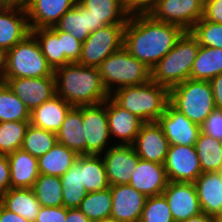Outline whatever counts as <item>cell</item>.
I'll list each match as a JSON object with an SVG mask.
<instances>
[{"instance_id": "54", "label": "cell", "mask_w": 222, "mask_h": 222, "mask_svg": "<svg viewBox=\"0 0 222 222\" xmlns=\"http://www.w3.org/2000/svg\"><path fill=\"white\" fill-rule=\"evenodd\" d=\"M97 222H116L113 219H106V220H101V221H97Z\"/></svg>"}, {"instance_id": "4", "label": "cell", "mask_w": 222, "mask_h": 222, "mask_svg": "<svg viewBox=\"0 0 222 222\" xmlns=\"http://www.w3.org/2000/svg\"><path fill=\"white\" fill-rule=\"evenodd\" d=\"M198 40L185 31L174 47L151 69V80L168 90L190 79L199 51Z\"/></svg>"}, {"instance_id": "51", "label": "cell", "mask_w": 222, "mask_h": 222, "mask_svg": "<svg viewBox=\"0 0 222 222\" xmlns=\"http://www.w3.org/2000/svg\"><path fill=\"white\" fill-rule=\"evenodd\" d=\"M182 222H221V220L215 216L207 215L202 212V213H200L196 216L190 217L187 220H184Z\"/></svg>"}, {"instance_id": "32", "label": "cell", "mask_w": 222, "mask_h": 222, "mask_svg": "<svg viewBox=\"0 0 222 222\" xmlns=\"http://www.w3.org/2000/svg\"><path fill=\"white\" fill-rule=\"evenodd\" d=\"M222 73V48L200 46L190 79L210 81Z\"/></svg>"}, {"instance_id": "48", "label": "cell", "mask_w": 222, "mask_h": 222, "mask_svg": "<svg viewBox=\"0 0 222 222\" xmlns=\"http://www.w3.org/2000/svg\"><path fill=\"white\" fill-rule=\"evenodd\" d=\"M213 92L215 106L222 109V73L209 81Z\"/></svg>"}, {"instance_id": "16", "label": "cell", "mask_w": 222, "mask_h": 222, "mask_svg": "<svg viewBox=\"0 0 222 222\" xmlns=\"http://www.w3.org/2000/svg\"><path fill=\"white\" fill-rule=\"evenodd\" d=\"M29 34L31 29L25 7L0 5V48L7 52Z\"/></svg>"}, {"instance_id": "41", "label": "cell", "mask_w": 222, "mask_h": 222, "mask_svg": "<svg viewBox=\"0 0 222 222\" xmlns=\"http://www.w3.org/2000/svg\"><path fill=\"white\" fill-rule=\"evenodd\" d=\"M140 222H174L163 195L147 197Z\"/></svg>"}, {"instance_id": "12", "label": "cell", "mask_w": 222, "mask_h": 222, "mask_svg": "<svg viewBox=\"0 0 222 222\" xmlns=\"http://www.w3.org/2000/svg\"><path fill=\"white\" fill-rule=\"evenodd\" d=\"M164 167L170 182H192L202 174L195 146H169Z\"/></svg>"}, {"instance_id": "30", "label": "cell", "mask_w": 222, "mask_h": 222, "mask_svg": "<svg viewBox=\"0 0 222 222\" xmlns=\"http://www.w3.org/2000/svg\"><path fill=\"white\" fill-rule=\"evenodd\" d=\"M80 178L87 193L103 191L110 187L101 155H80Z\"/></svg>"}, {"instance_id": "29", "label": "cell", "mask_w": 222, "mask_h": 222, "mask_svg": "<svg viewBox=\"0 0 222 222\" xmlns=\"http://www.w3.org/2000/svg\"><path fill=\"white\" fill-rule=\"evenodd\" d=\"M78 156L76 152L57 142L51 150L38 158L39 172L61 177L73 166Z\"/></svg>"}, {"instance_id": "14", "label": "cell", "mask_w": 222, "mask_h": 222, "mask_svg": "<svg viewBox=\"0 0 222 222\" xmlns=\"http://www.w3.org/2000/svg\"><path fill=\"white\" fill-rule=\"evenodd\" d=\"M110 186L129 184L140 159L132 145L114 144L101 154Z\"/></svg>"}, {"instance_id": "39", "label": "cell", "mask_w": 222, "mask_h": 222, "mask_svg": "<svg viewBox=\"0 0 222 222\" xmlns=\"http://www.w3.org/2000/svg\"><path fill=\"white\" fill-rule=\"evenodd\" d=\"M56 143L57 134L29 124L21 149L39 158L51 150Z\"/></svg>"}, {"instance_id": "24", "label": "cell", "mask_w": 222, "mask_h": 222, "mask_svg": "<svg viewBox=\"0 0 222 222\" xmlns=\"http://www.w3.org/2000/svg\"><path fill=\"white\" fill-rule=\"evenodd\" d=\"M94 18V32L106 25H125L129 14L121 0H78Z\"/></svg>"}, {"instance_id": "46", "label": "cell", "mask_w": 222, "mask_h": 222, "mask_svg": "<svg viewBox=\"0 0 222 222\" xmlns=\"http://www.w3.org/2000/svg\"><path fill=\"white\" fill-rule=\"evenodd\" d=\"M204 20L222 24V0H204Z\"/></svg>"}, {"instance_id": "21", "label": "cell", "mask_w": 222, "mask_h": 222, "mask_svg": "<svg viewBox=\"0 0 222 222\" xmlns=\"http://www.w3.org/2000/svg\"><path fill=\"white\" fill-rule=\"evenodd\" d=\"M78 0H30L24 7L30 29L50 28L72 8Z\"/></svg>"}, {"instance_id": "1", "label": "cell", "mask_w": 222, "mask_h": 222, "mask_svg": "<svg viewBox=\"0 0 222 222\" xmlns=\"http://www.w3.org/2000/svg\"><path fill=\"white\" fill-rule=\"evenodd\" d=\"M185 31L178 25L154 19L150 14L129 16L124 30V47L152 69Z\"/></svg>"}, {"instance_id": "38", "label": "cell", "mask_w": 222, "mask_h": 222, "mask_svg": "<svg viewBox=\"0 0 222 222\" xmlns=\"http://www.w3.org/2000/svg\"><path fill=\"white\" fill-rule=\"evenodd\" d=\"M30 122H0V155L8 156L22 148Z\"/></svg>"}, {"instance_id": "15", "label": "cell", "mask_w": 222, "mask_h": 222, "mask_svg": "<svg viewBox=\"0 0 222 222\" xmlns=\"http://www.w3.org/2000/svg\"><path fill=\"white\" fill-rule=\"evenodd\" d=\"M169 145L195 146L201 127L189 120L170 103L158 119Z\"/></svg>"}, {"instance_id": "28", "label": "cell", "mask_w": 222, "mask_h": 222, "mask_svg": "<svg viewBox=\"0 0 222 222\" xmlns=\"http://www.w3.org/2000/svg\"><path fill=\"white\" fill-rule=\"evenodd\" d=\"M0 203L29 222H35L42 207L32 188H10L0 197Z\"/></svg>"}, {"instance_id": "50", "label": "cell", "mask_w": 222, "mask_h": 222, "mask_svg": "<svg viewBox=\"0 0 222 222\" xmlns=\"http://www.w3.org/2000/svg\"><path fill=\"white\" fill-rule=\"evenodd\" d=\"M65 222H91V221L79 208H73V209L66 208Z\"/></svg>"}, {"instance_id": "35", "label": "cell", "mask_w": 222, "mask_h": 222, "mask_svg": "<svg viewBox=\"0 0 222 222\" xmlns=\"http://www.w3.org/2000/svg\"><path fill=\"white\" fill-rule=\"evenodd\" d=\"M91 222L110 219L112 194L110 187L98 192H89L78 207Z\"/></svg>"}, {"instance_id": "40", "label": "cell", "mask_w": 222, "mask_h": 222, "mask_svg": "<svg viewBox=\"0 0 222 222\" xmlns=\"http://www.w3.org/2000/svg\"><path fill=\"white\" fill-rule=\"evenodd\" d=\"M200 46L222 48V24L201 18L190 30Z\"/></svg>"}, {"instance_id": "3", "label": "cell", "mask_w": 222, "mask_h": 222, "mask_svg": "<svg viewBox=\"0 0 222 222\" xmlns=\"http://www.w3.org/2000/svg\"><path fill=\"white\" fill-rule=\"evenodd\" d=\"M110 98L143 122H157L169 103V90L150 80L140 85L119 88L110 94Z\"/></svg>"}, {"instance_id": "47", "label": "cell", "mask_w": 222, "mask_h": 222, "mask_svg": "<svg viewBox=\"0 0 222 222\" xmlns=\"http://www.w3.org/2000/svg\"><path fill=\"white\" fill-rule=\"evenodd\" d=\"M11 188L8 157L0 155V197Z\"/></svg>"}, {"instance_id": "20", "label": "cell", "mask_w": 222, "mask_h": 222, "mask_svg": "<svg viewBox=\"0 0 222 222\" xmlns=\"http://www.w3.org/2000/svg\"><path fill=\"white\" fill-rule=\"evenodd\" d=\"M168 182L164 164L139 159L129 185L149 197L162 195Z\"/></svg>"}, {"instance_id": "9", "label": "cell", "mask_w": 222, "mask_h": 222, "mask_svg": "<svg viewBox=\"0 0 222 222\" xmlns=\"http://www.w3.org/2000/svg\"><path fill=\"white\" fill-rule=\"evenodd\" d=\"M82 120L86 140V155H101L111 146L106 100L95 105H82ZM109 145V147H107Z\"/></svg>"}, {"instance_id": "43", "label": "cell", "mask_w": 222, "mask_h": 222, "mask_svg": "<svg viewBox=\"0 0 222 222\" xmlns=\"http://www.w3.org/2000/svg\"><path fill=\"white\" fill-rule=\"evenodd\" d=\"M201 131L222 141V109L215 108L212 111L201 126Z\"/></svg>"}, {"instance_id": "5", "label": "cell", "mask_w": 222, "mask_h": 222, "mask_svg": "<svg viewBox=\"0 0 222 222\" xmlns=\"http://www.w3.org/2000/svg\"><path fill=\"white\" fill-rule=\"evenodd\" d=\"M97 68L109 95L119 88L151 80V69L132 56L124 46L108 56Z\"/></svg>"}, {"instance_id": "49", "label": "cell", "mask_w": 222, "mask_h": 222, "mask_svg": "<svg viewBox=\"0 0 222 222\" xmlns=\"http://www.w3.org/2000/svg\"><path fill=\"white\" fill-rule=\"evenodd\" d=\"M0 222H29L20 215L9 211L0 203Z\"/></svg>"}, {"instance_id": "53", "label": "cell", "mask_w": 222, "mask_h": 222, "mask_svg": "<svg viewBox=\"0 0 222 222\" xmlns=\"http://www.w3.org/2000/svg\"><path fill=\"white\" fill-rule=\"evenodd\" d=\"M30 0H0V5L25 6Z\"/></svg>"}, {"instance_id": "10", "label": "cell", "mask_w": 222, "mask_h": 222, "mask_svg": "<svg viewBox=\"0 0 222 222\" xmlns=\"http://www.w3.org/2000/svg\"><path fill=\"white\" fill-rule=\"evenodd\" d=\"M204 0H157L149 13L154 19L190 31L203 17Z\"/></svg>"}, {"instance_id": "45", "label": "cell", "mask_w": 222, "mask_h": 222, "mask_svg": "<svg viewBox=\"0 0 222 222\" xmlns=\"http://www.w3.org/2000/svg\"><path fill=\"white\" fill-rule=\"evenodd\" d=\"M66 208L59 207H41L35 222H65Z\"/></svg>"}, {"instance_id": "7", "label": "cell", "mask_w": 222, "mask_h": 222, "mask_svg": "<svg viewBox=\"0 0 222 222\" xmlns=\"http://www.w3.org/2000/svg\"><path fill=\"white\" fill-rule=\"evenodd\" d=\"M53 74L32 34L6 52L4 78H39Z\"/></svg>"}, {"instance_id": "42", "label": "cell", "mask_w": 222, "mask_h": 222, "mask_svg": "<svg viewBox=\"0 0 222 222\" xmlns=\"http://www.w3.org/2000/svg\"><path fill=\"white\" fill-rule=\"evenodd\" d=\"M61 46L69 63H78L81 56L82 42L71 34L61 31Z\"/></svg>"}, {"instance_id": "26", "label": "cell", "mask_w": 222, "mask_h": 222, "mask_svg": "<svg viewBox=\"0 0 222 222\" xmlns=\"http://www.w3.org/2000/svg\"><path fill=\"white\" fill-rule=\"evenodd\" d=\"M57 142L65 145L78 155H86L82 106L72 107L69 110L59 132L57 133Z\"/></svg>"}, {"instance_id": "23", "label": "cell", "mask_w": 222, "mask_h": 222, "mask_svg": "<svg viewBox=\"0 0 222 222\" xmlns=\"http://www.w3.org/2000/svg\"><path fill=\"white\" fill-rule=\"evenodd\" d=\"M72 107L56 94L30 112V124L57 134Z\"/></svg>"}, {"instance_id": "8", "label": "cell", "mask_w": 222, "mask_h": 222, "mask_svg": "<svg viewBox=\"0 0 222 222\" xmlns=\"http://www.w3.org/2000/svg\"><path fill=\"white\" fill-rule=\"evenodd\" d=\"M125 25H106L82 43L79 64L98 67L108 56L124 46Z\"/></svg>"}, {"instance_id": "19", "label": "cell", "mask_w": 222, "mask_h": 222, "mask_svg": "<svg viewBox=\"0 0 222 222\" xmlns=\"http://www.w3.org/2000/svg\"><path fill=\"white\" fill-rule=\"evenodd\" d=\"M106 113L111 139L113 137L119 139L117 141L119 145H131L145 122L118 106L110 97L106 99Z\"/></svg>"}, {"instance_id": "25", "label": "cell", "mask_w": 222, "mask_h": 222, "mask_svg": "<svg viewBox=\"0 0 222 222\" xmlns=\"http://www.w3.org/2000/svg\"><path fill=\"white\" fill-rule=\"evenodd\" d=\"M11 188H32L39 177L38 158L22 149L7 156Z\"/></svg>"}, {"instance_id": "36", "label": "cell", "mask_w": 222, "mask_h": 222, "mask_svg": "<svg viewBox=\"0 0 222 222\" xmlns=\"http://www.w3.org/2000/svg\"><path fill=\"white\" fill-rule=\"evenodd\" d=\"M32 189L42 207L63 206L62 184L59 176L39 174Z\"/></svg>"}, {"instance_id": "6", "label": "cell", "mask_w": 222, "mask_h": 222, "mask_svg": "<svg viewBox=\"0 0 222 222\" xmlns=\"http://www.w3.org/2000/svg\"><path fill=\"white\" fill-rule=\"evenodd\" d=\"M169 103L200 127L216 108L209 81L193 79L170 89Z\"/></svg>"}, {"instance_id": "34", "label": "cell", "mask_w": 222, "mask_h": 222, "mask_svg": "<svg viewBox=\"0 0 222 222\" xmlns=\"http://www.w3.org/2000/svg\"><path fill=\"white\" fill-rule=\"evenodd\" d=\"M60 180L63 206L67 209L78 208L87 194L80 178V155L73 166L60 177Z\"/></svg>"}, {"instance_id": "44", "label": "cell", "mask_w": 222, "mask_h": 222, "mask_svg": "<svg viewBox=\"0 0 222 222\" xmlns=\"http://www.w3.org/2000/svg\"><path fill=\"white\" fill-rule=\"evenodd\" d=\"M125 11L131 16L149 14L155 7L157 0H121Z\"/></svg>"}, {"instance_id": "18", "label": "cell", "mask_w": 222, "mask_h": 222, "mask_svg": "<svg viewBox=\"0 0 222 222\" xmlns=\"http://www.w3.org/2000/svg\"><path fill=\"white\" fill-rule=\"evenodd\" d=\"M140 159L164 164L169 142L158 122L144 123L131 144Z\"/></svg>"}, {"instance_id": "22", "label": "cell", "mask_w": 222, "mask_h": 222, "mask_svg": "<svg viewBox=\"0 0 222 222\" xmlns=\"http://www.w3.org/2000/svg\"><path fill=\"white\" fill-rule=\"evenodd\" d=\"M194 185L201 211L222 220V172H204Z\"/></svg>"}, {"instance_id": "17", "label": "cell", "mask_w": 222, "mask_h": 222, "mask_svg": "<svg viewBox=\"0 0 222 222\" xmlns=\"http://www.w3.org/2000/svg\"><path fill=\"white\" fill-rule=\"evenodd\" d=\"M112 210L110 219L116 222H140L147 196L131 185L110 186Z\"/></svg>"}, {"instance_id": "2", "label": "cell", "mask_w": 222, "mask_h": 222, "mask_svg": "<svg viewBox=\"0 0 222 222\" xmlns=\"http://www.w3.org/2000/svg\"><path fill=\"white\" fill-rule=\"evenodd\" d=\"M56 94L73 107L95 105L110 97L97 67L69 63L54 70Z\"/></svg>"}, {"instance_id": "33", "label": "cell", "mask_w": 222, "mask_h": 222, "mask_svg": "<svg viewBox=\"0 0 222 222\" xmlns=\"http://www.w3.org/2000/svg\"><path fill=\"white\" fill-rule=\"evenodd\" d=\"M202 173L222 172V145L221 141L210 135L199 133L195 143Z\"/></svg>"}, {"instance_id": "31", "label": "cell", "mask_w": 222, "mask_h": 222, "mask_svg": "<svg viewBox=\"0 0 222 222\" xmlns=\"http://www.w3.org/2000/svg\"><path fill=\"white\" fill-rule=\"evenodd\" d=\"M31 34L38 41L42 54L53 70L69 64L62 51L61 31H57L53 27L37 28L31 29Z\"/></svg>"}, {"instance_id": "11", "label": "cell", "mask_w": 222, "mask_h": 222, "mask_svg": "<svg viewBox=\"0 0 222 222\" xmlns=\"http://www.w3.org/2000/svg\"><path fill=\"white\" fill-rule=\"evenodd\" d=\"M4 82L30 112L56 95L55 74L39 78H4Z\"/></svg>"}, {"instance_id": "37", "label": "cell", "mask_w": 222, "mask_h": 222, "mask_svg": "<svg viewBox=\"0 0 222 222\" xmlns=\"http://www.w3.org/2000/svg\"><path fill=\"white\" fill-rule=\"evenodd\" d=\"M30 122V111L5 82L0 83V122Z\"/></svg>"}, {"instance_id": "27", "label": "cell", "mask_w": 222, "mask_h": 222, "mask_svg": "<svg viewBox=\"0 0 222 222\" xmlns=\"http://www.w3.org/2000/svg\"><path fill=\"white\" fill-rule=\"evenodd\" d=\"M53 28L57 31L69 33L84 43L89 35L94 32V18L90 12L77 1L76 4L59 19Z\"/></svg>"}, {"instance_id": "52", "label": "cell", "mask_w": 222, "mask_h": 222, "mask_svg": "<svg viewBox=\"0 0 222 222\" xmlns=\"http://www.w3.org/2000/svg\"><path fill=\"white\" fill-rule=\"evenodd\" d=\"M6 52L0 48V83L4 82Z\"/></svg>"}, {"instance_id": "13", "label": "cell", "mask_w": 222, "mask_h": 222, "mask_svg": "<svg viewBox=\"0 0 222 222\" xmlns=\"http://www.w3.org/2000/svg\"><path fill=\"white\" fill-rule=\"evenodd\" d=\"M162 195L165 197L174 222H182L200 213L197 191L192 182H168Z\"/></svg>"}]
</instances>
